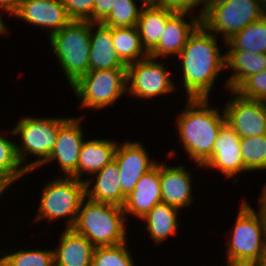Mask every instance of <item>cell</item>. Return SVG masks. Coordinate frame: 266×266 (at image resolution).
I'll use <instances>...</instances> for the list:
<instances>
[{"instance_id": "cell-29", "label": "cell", "mask_w": 266, "mask_h": 266, "mask_svg": "<svg viewBox=\"0 0 266 266\" xmlns=\"http://www.w3.org/2000/svg\"><path fill=\"white\" fill-rule=\"evenodd\" d=\"M240 147L247 171L266 170V134L240 138Z\"/></svg>"}, {"instance_id": "cell-39", "label": "cell", "mask_w": 266, "mask_h": 266, "mask_svg": "<svg viewBox=\"0 0 266 266\" xmlns=\"http://www.w3.org/2000/svg\"><path fill=\"white\" fill-rule=\"evenodd\" d=\"M133 2H136L135 0H131ZM141 6L139 8H155L160 5L159 0H140Z\"/></svg>"}, {"instance_id": "cell-34", "label": "cell", "mask_w": 266, "mask_h": 266, "mask_svg": "<svg viewBox=\"0 0 266 266\" xmlns=\"http://www.w3.org/2000/svg\"><path fill=\"white\" fill-rule=\"evenodd\" d=\"M71 19L89 20L93 23V6L95 0H62Z\"/></svg>"}, {"instance_id": "cell-22", "label": "cell", "mask_w": 266, "mask_h": 266, "mask_svg": "<svg viewBox=\"0 0 266 266\" xmlns=\"http://www.w3.org/2000/svg\"><path fill=\"white\" fill-rule=\"evenodd\" d=\"M119 142L107 139H92L83 142L80 149L77 172L72 176L83 180V173L93 175L114 160Z\"/></svg>"}, {"instance_id": "cell-26", "label": "cell", "mask_w": 266, "mask_h": 266, "mask_svg": "<svg viewBox=\"0 0 266 266\" xmlns=\"http://www.w3.org/2000/svg\"><path fill=\"white\" fill-rule=\"evenodd\" d=\"M225 44L227 51L266 53V15L248 24Z\"/></svg>"}, {"instance_id": "cell-18", "label": "cell", "mask_w": 266, "mask_h": 266, "mask_svg": "<svg viewBox=\"0 0 266 266\" xmlns=\"http://www.w3.org/2000/svg\"><path fill=\"white\" fill-rule=\"evenodd\" d=\"M191 175L184 165L169 167L165 162H161L159 178L162 203L179 209L192 204Z\"/></svg>"}, {"instance_id": "cell-32", "label": "cell", "mask_w": 266, "mask_h": 266, "mask_svg": "<svg viewBox=\"0 0 266 266\" xmlns=\"http://www.w3.org/2000/svg\"><path fill=\"white\" fill-rule=\"evenodd\" d=\"M140 12L141 8H137L135 2L117 0L110 14L101 23L112 28L136 27Z\"/></svg>"}, {"instance_id": "cell-45", "label": "cell", "mask_w": 266, "mask_h": 266, "mask_svg": "<svg viewBox=\"0 0 266 266\" xmlns=\"http://www.w3.org/2000/svg\"><path fill=\"white\" fill-rule=\"evenodd\" d=\"M0 184H9L7 181H5L1 176H0Z\"/></svg>"}, {"instance_id": "cell-20", "label": "cell", "mask_w": 266, "mask_h": 266, "mask_svg": "<svg viewBox=\"0 0 266 266\" xmlns=\"http://www.w3.org/2000/svg\"><path fill=\"white\" fill-rule=\"evenodd\" d=\"M96 26V32L93 31ZM106 69H127L120 59L112 39V27L93 23L90 32V71Z\"/></svg>"}, {"instance_id": "cell-47", "label": "cell", "mask_w": 266, "mask_h": 266, "mask_svg": "<svg viewBox=\"0 0 266 266\" xmlns=\"http://www.w3.org/2000/svg\"><path fill=\"white\" fill-rule=\"evenodd\" d=\"M50 266H60L55 260Z\"/></svg>"}, {"instance_id": "cell-1", "label": "cell", "mask_w": 266, "mask_h": 266, "mask_svg": "<svg viewBox=\"0 0 266 266\" xmlns=\"http://www.w3.org/2000/svg\"><path fill=\"white\" fill-rule=\"evenodd\" d=\"M220 47L202 23L189 36L178 55L186 98H209L214 81L226 70V54H220Z\"/></svg>"}, {"instance_id": "cell-5", "label": "cell", "mask_w": 266, "mask_h": 266, "mask_svg": "<svg viewBox=\"0 0 266 266\" xmlns=\"http://www.w3.org/2000/svg\"><path fill=\"white\" fill-rule=\"evenodd\" d=\"M89 20L71 19L63 28L49 36L52 51L70 86L90 71Z\"/></svg>"}, {"instance_id": "cell-44", "label": "cell", "mask_w": 266, "mask_h": 266, "mask_svg": "<svg viewBox=\"0 0 266 266\" xmlns=\"http://www.w3.org/2000/svg\"><path fill=\"white\" fill-rule=\"evenodd\" d=\"M0 266H10L2 257H0Z\"/></svg>"}, {"instance_id": "cell-38", "label": "cell", "mask_w": 266, "mask_h": 266, "mask_svg": "<svg viewBox=\"0 0 266 266\" xmlns=\"http://www.w3.org/2000/svg\"><path fill=\"white\" fill-rule=\"evenodd\" d=\"M262 193H261V196L258 198L259 199V208L263 215H264V218H265V222H266V183L264 184L263 188H262Z\"/></svg>"}, {"instance_id": "cell-25", "label": "cell", "mask_w": 266, "mask_h": 266, "mask_svg": "<svg viewBox=\"0 0 266 266\" xmlns=\"http://www.w3.org/2000/svg\"><path fill=\"white\" fill-rule=\"evenodd\" d=\"M179 211L181 210L177 207L160 203L141 219L147 222L146 230L154 244L159 245L168 236L176 234L181 225L178 220Z\"/></svg>"}, {"instance_id": "cell-46", "label": "cell", "mask_w": 266, "mask_h": 266, "mask_svg": "<svg viewBox=\"0 0 266 266\" xmlns=\"http://www.w3.org/2000/svg\"><path fill=\"white\" fill-rule=\"evenodd\" d=\"M261 101H262V103H263V105H264V107L266 109V97L263 100H261Z\"/></svg>"}, {"instance_id": "cell-13", "label": "cell", "mask_w": 266, "mask_h": 266, "mask_svg": "<svg viewBox=\"0 0 266 266\" xmlns=\"http://www.w3.org/2000/svg\"><path fill=\"white\" fill-rule=\"evenodd\" d=\"M82 117H71L59 127L56 144L50 153L48 160L51 163L57 160L65 177H72L77 172V164L80 149L84 142V131L80 124Z\"/></svg>"}, {"instance_id": "cell-17", "label": "cell", "mask_w": 266, "mask_h": 266, "mask_svg": "<svg viewBox=\"0 0 266 266\" xmlns=\"http://www.w3.org/2000/svg\"><path fill=\"white\" fill-rule=\"evenodd\" d=\"M160 163L145 173L137 182L135 189L126 197L123 210L127 215L142 219L157 204L162 203L160 186Z\"/></svg>"}, {"instance_id": "cell-16", "label": "cell", "mask_w": 266, "mask_h": 266, "mask_svg": "<svg viewBox=\"0 0 266 266\" xmlns=\"http://www.w3.org/2000/svg\"><path fill=\"white\" fill-rule=\"evenodd\" d=\"M190 14V15H189ZM190 12L176 11L166 22L165 29L159 43L149 52V56L154 58L177 56L188 41L189 36L201 24V18L192 16ZM191 16L185 21V17Z\"/></svg>"}, {"instance_id": "cell-28", "label": "cell", "mask_w": 266, "mask_h": 266, "mask_svg": "<svg viewBox=\"0 0 266 266\" xmlns=\"http://www.w3.org/2000/svg\"><path fill=\"white\" fill-rule=\"evenodd\" d=\"M15 144L16 142L3 136V133L0 135V176L10 185L29 174L19 162Z\"/></svg>"}, {"instance_id": "cell-24", "label": "cell", "mask_w": 266, "mask_h": 266, "mask_svg": "<svg viewBox=\"0 0 266 266\" xmlns=\"http://www.w3.org/2000/svg\"><path fill=\"white\" fill-rule=\"evenodd\" d=\"M175 12L173 9L163 5L155 8L141 9L136 27L142 45L148 53L159 43L167 20Z\"/></svg>"}, {"instance_id": "cell-35", "label": "cell", "mask_w": 266, "mask_h": 266, "mask_svg": "<svg viewBox=\"0 0 266 266\" xmlns=\"http://www.w3.org/2000/svg\"><path fill=\"white\" fill-rule=\"evenodd\" d=\"M160 5L166 6L167 8H171L174 11L179 12H190L194 10L196 7L202 6V11L198 14L200 18L204 16L206 13L209 0H159Z\"/></svg>"}, {"instance_id": "cell-40", "label": "cell", "mask_w": 266, "mask_h": 266, "mask_svg": "<svg viewBox=\"0 0 266 266\" xmlns=\"http://www.w3.org/2000/svg\"><path fill=\"white\" fill-rule=\"evenodd\" d=\"M0 12H2V11H0ZM5 24L6 23L3 21V18L0 15V35H2V34L5 35L6 32H8V28H7V26Z\"/></svg>"}, {"instance_id": "cell-14", "label": "cell", "mask_w": 266, "mask_h": 266, "mask_svg": "<svg viewBox=\"0 0 266 266\" xmlns=\"http://www.w3.org/2000/svg\"><path fill=\"white\" fill-rule=\"evenodd\" d=\"M203 167L218 169L225 178H234V183L238 181L236 175L247 171L242 159L240 136L227 123L220 129L211 158Z\"/></svg>"}, {"instance_id": "cell-31", "label": "cell", "mask_w": 266, "mask_h": 266, "mask_svg": "<svg viewBox=\"0 0 266 266\" xmlns=\"http://www.w3.org/2000/svg\"><path fill=\"white\" fill-rule=\"evenodd\" d=\"M0 253L10 266H50L54 262V250L50 249H20L16 252L11 250Z\"/></svg>"}, {"instance_id": "cell-42", "label": "cell", "mask_w": 266, "mask_h": 266, "mask_svg": "<svg viewBox=\"0 0 266 266\" xmlns=\"http://www.w3.org/2000/svg\"><path fill=\"white\" fill-rule=\"evenodd\" d=\"M260 5L266 15V0H260Z\"/></svg>"}, {"instance_id": "cell-23", "label": "cell", "mask_w": 266, "mask_h": 266, "mask_svg": "<svg viewBox=\"0 0 266 266\" xmlns=\"http://www.w3.org/2000/svg\"><path fill=\"white\" fill-rule=\"evenodd\" d=\"M226 69L232 74L225 83L227 91L235 90L246 78L252 74L266 70V53H252L248 51H227Z\"/></svg>"}, {"instance_id": "cell-36", "label": "cell", "mask_w": 266, "mask_h": 266, "mask_svg": "<svg viewBox=\"0 0 266 266\" xmlns=\"http://www.w3.org/2000/svg\"><path fill=\"white\" fill-rule=\"evenodd\" d=\"M117 0H95L93 23H101L111 12Z\"/></svg>"}, {"instance_id": "cell-41", "label": "cell", "mask_w": 266, "mask_h": 266, "mask_svg": "<svg viewBox=\"0 0 266 266\" xmlns=\"http://www.w3.org/2000/svg\"><path fill=\"white\" fill-rule=\"evenodd\" d=\"M10 184H0V196L5 192V189L7 190Z\"/></svg>"}, {"instance_id": "cell-7", "label": "cell", "mask_w": 266, "mask_h": 266, "mask_svg": "<svg viewBox=\"0 0 266 266\" xmlns=\"http://www.w3.org/2000/svg\"><path fill=\"white\" fill-rule=\"evenodd\" d=\"M58 177L48 182L41 191L38 213L34 220L55 221L68 217L65 228H71L75 223L81 202L86 197L85 181L74 177Z\"/></svg>"}, {"instance_id": "cell-19", "label": "cell", "mask_w": 266, "mask_h": 266, "mask_svg": "<svg viewBox=\"0 0 266 266\" xmlns=\"http://www.w3.org/2000/svg\"><path fill=\"white\" fill-rule=\"evenodd\" d=\"M96 178L85 179L86 196L97 202L113 204L122 207L126 196L121 191L120 172L115 160L107 164L99 172L93 174ZM94 179V180H93ZM93 185L91 186V183ZM91 187V188H90ZM93 187V188H92Z\"/></svg>"}, {"instance_id": "cell-11", "label": "cell", "mask_w": 266, "mask_h": 266, "mask_svg": "<svg viewBox=\"0 0 266 266\" xmlns=\"http://www.w3.org/2000/svg\"><path fill=\"white\" fill-rule=\"evenodd\" d=\"M229 93L232 98L223 108L226 123L240 138L266 134V109L262 101L244 98L234 90Z\"/></svg>"}, {"instance_id": "cell-9", "label": "cell", "mask_w": 266, "mask_h": 266, "mask_svg": "<svg viewBox=\"0 0 266 266\" xmlns=\"http://www.w3.org/2000/svg\"><path fill=\"white\" fill-rule=\"evenodd\" d=\"M71 89L83 108L102 109L127 94V69L89 71Z\"/></svg>"}, {"instance_id": "cell-21", "label": "cell", "mask_w": 266, "mask_h": 266, "mask_svg": "<svg viewBox=\"0 0 266 266\" xmlns=\"http://www.w3.org/2000/svg\"><path fill=\"white\" fill-rule=\"evenodd\" d=\"M58 247L54 250V260L60 266H91L95 246L71 228H64Z\"/></svg>"}, {"instance_id": "cell-27", "label": "cell", "mask_w": 266, "mask_h": 266, "mask_svg": "<svg viewBox=\"0 0 266 266\" xmlns=\"http://www.w3.org/2000/svg\"><path fill=\"white\" fill-rule=\"evenodd\" d=\"M112 39L115 51L126 65L149 56L142 45L137 27L112 28Z\"/></svg>"}, {"instance_id": "cell-30", "label": "cell", "mask_w": 266, "mask_h": 266, "mask_svg": "<svg viewBox=\"0 0 266 266\" xmlns=\"http://www.w3.org/2000/svg\"><path fill=\"white\" fill-rule=\"evenodd\" d=\"M127 245L95 247L91 266H136Z\"/></svg>"}, {"instance_id": "cell-4", "label": "cell", "mask_w": 266, "mask_h": 266, "mask_svg": "<svg viewBox=\"0 0 266 266\" xmlns=\"http://www.w3.org/2000/svg\"><path fill=\"white\" fill-rule=\"evenodd\" d=\"M125 221L123 207L93 201L86 196L71 229L85 236L95 247L115 246L127 241Z\"/></svg>"}, {"instance_id": "cell-8", "label": "cell", "mask_w": 266, "mask_h": 266, "mask_svg": "<svg viewBox=\"0 0 266 266\" xmlns=\"http://www.w3.org/2000/svg\"><path fill=\"white\" fill-rule=\"evenodd\" d=\"M265 15L260 0H209L201 23L213 34L222 35L224 44L248 24Z\"/></svg>"}, {"instance_id": "cell-3", "label": "cell", "mask_w": 266, "mask_h": 266, "mask_svg": "<svg viewBox=\"0 0 266 266\" xmlns=\"http://www.w3.org/2000/svg\"><path fill=\"white\" fill-rule=\"evenodd\" d=\"M230 241H227L226 266H261L266 238V222L262 211L243 200L239 206Z\"/></svg>"}, {"instance_id": "cell-6", "label": "cell", "mask_w": 266, "mask_h": 266, "mask_svg": "<svg viewBox=\"0 0 266 266\" xmlns=\"http://www.w3.org/2000/svg\"><path fill=\"white\" fill-rule=\"evenodd\" d=\"M68 118H51V117H22L12 128L11 133L18 135L21 139L20 144L16 145V153L21 165L28 171L45 165L51 151L53 150L58 135L59 127ZM20 145V146H19ZM35 158V161H27L29 155ZM26 163V164H25ZM25 164V165H24Z\"/></svg>"}, {"instance_id": "cell-15", "label": "cell", "mask_w": 266, "mask_h": 266, "mask_svg": "<svg viewBox=\"0 0 266 266\" xmlns=\"http://www.w3.org/2000/svg\"><path fill=\"white\" fill-rule=\"evenodd\" d=\"M14 16L28 24L48 29V36L56 33L71 20L62 0H20Z\"/></svg>"}, {"instance_id": "cell-37", "label": "cell", "mask_w": 266, "mask_h": 266, "mask_svg": "<svg viewBox=\"0 0 266 266\" xmlns=\"http://www.w3.org/2000/svg\"><path fill=\"white\" fill-rule=\"evenodd\" d=\"M20 0H0V11L14 15L18 9Z\"/></svg>"}, {"instance_id": "cell-2", "label": "cell", "mask_w": 266, "mask_h": 266, "mask_svg": "<svg viewBox=\"0 0 266 266\" xmlns=\"http://www.w3.org/2000/svg\"><path fill=\"white\" fill-rule=\"evenodd\" d=\"M209 99L187 98L186 108L176 117L177 133L184 151L198 167H203L211 158L218 133L226 123L224 110L220 114L212 108Z\"/></svg>"}, {"instance_id": "cell-12", "label": "cell", "mask_w": 266, "mask_h": 266, "mask_svg": "<svg viewBox=\"0 0 266 266\" xmlns=\"http://www.w3.org/2000/svg\"><path fill=\"white\" fill-rule=\"evenodd\" d=\"M140 142L129 140L117 144L114 160L120 172V186L122 193L127 197L136 187L139 179L152 169L156 163Z\"/></svg>"}, {"instance_id": "cell-10", "label": "cell", "mask_w": 266, "mask_h": 266, "mask_svg": "<svg viewBox=\"0 0 266 266\" xmlns=\"http://www.w3.org/2000/svg\"><path fill=\"white\" fill-rule=\"evenodd\" d=\"M156 58L148 56L127 65V92L131 96L150 99L172 93L176 86L168 68ZM129 84V85H128Z\"/></svg>"}, {"instance_id": "cell-33", "label": "cell", "mask_w": 266, "mask_h": 266, "mask_svg": "<svg viewBox=\"0 0 266 266\" xmlns=\"http://www.w3.org/2000/svg\"><path fill=\"white\" fill-rule=\"evenodd\" d=\"M234 91L247 99L263 100L266 97V70L252 74Z\"/></svg>"}, {"instance_id": "cell-43", "label": "cell", "mask_w": 266, "mask_h": 266, "mask_svg": "<svg viewBox=\"0 0 266 266\" xmlns=\"http://www.w3.org/2000/svg\"><path fill=\"white\" fill-rule=\"evenodd\" d=\"M261 265H266V238H265V251H264V256H263V260H262Z\"/></svg>"}]
</instances>
